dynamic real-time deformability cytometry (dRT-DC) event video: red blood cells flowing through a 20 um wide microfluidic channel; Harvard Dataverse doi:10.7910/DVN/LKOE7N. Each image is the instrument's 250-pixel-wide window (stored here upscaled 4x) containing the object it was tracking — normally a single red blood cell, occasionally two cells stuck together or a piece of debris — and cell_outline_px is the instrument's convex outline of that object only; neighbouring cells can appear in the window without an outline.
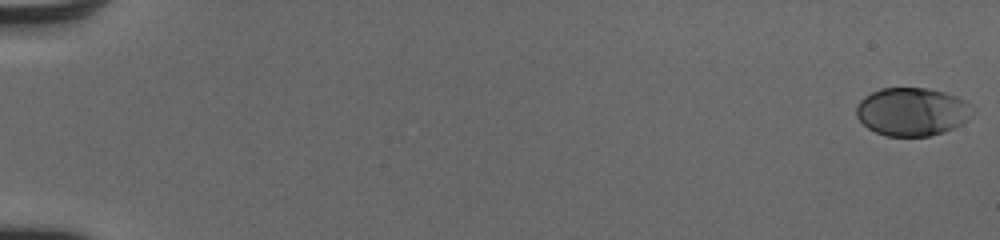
{"species": "human", "species_latin": "Homo sapiens", "temperature_condition": "cold", "stored_images_in_passage": 52, "camera_frame_rate_fps": 3000, "um_per_image_px": 0.085, "donor": {"sex": "male"}, "frame": {"image": 1, "passage_image": 1, "time_ms": 0.0, "image_size_px": [1000, 240], "cell_outline_px": [[976, 112], [972, 116], [960, 124], [944, 132], [928, 136], [888, 136], [876, 132], [868, 128], [856, 116], [856, 104], [864, 96], [880, 88], [928, 88], [944, 92], [956, 96], [964, 100], [976, 108]], "centroid_in_image_um": [77.54, 9.48], "position_along_channel_um": 7.5, "area_um2": 32.83}}
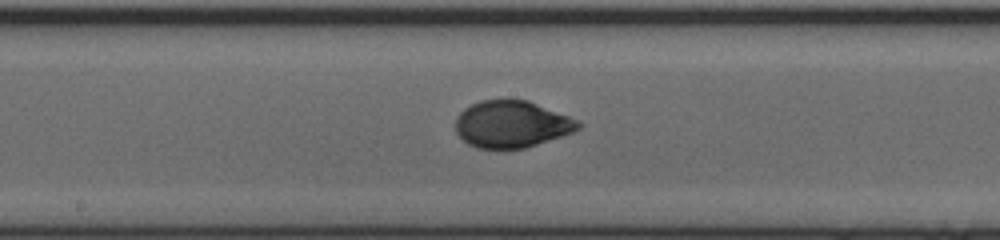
{"frame": {"image": 2, "passage_image": 30, "time_ms": 9.667, "image_size_px": [1000, 240], "cell_outline_px": [[584, 124], [580, 128], [572, 132], [524, 148], [476, 148], [468, 144], [456, 132], [456, 116], [464, 108], [480, 100], [528, 100], [580, 120]], "centroid_in_image_um": [43.5, 10.54], "position_along_channel_um": 204.7, "area_um2": 33.41}}
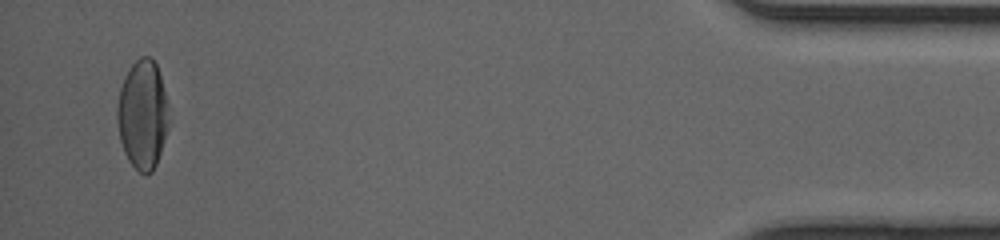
{"frame": {"image": 3, "passage_image": 51, "time_ms": 16.667, "image_size_px": [1000, 240], "cell_outline_px": [[168, 128], [156, 164], [152, 172], [144, 176], [128, 160], [124, 152], [120, 140], [116, 120], [116, 108], [120, 88], [124, 76], [132, 64], [140, 56], [148, 56], [156, 64], [160, 76], [168, 104]], "centroid_in_image_um": [12.1, 9.75], "position_along_channel_um": 423.1, "area_um2": 32.83}, "authors_computed_cell_mechanics": {"area_um2": 33.3217, "velocity_mm_per_s": 4.1182, "shape_relaxation_time_tau1_ms": 3.8951, "shape_relaxation_time_tau2_ms": null, "deformation_change_tau1": 0.1741, "deformation_change_tau2": null}}